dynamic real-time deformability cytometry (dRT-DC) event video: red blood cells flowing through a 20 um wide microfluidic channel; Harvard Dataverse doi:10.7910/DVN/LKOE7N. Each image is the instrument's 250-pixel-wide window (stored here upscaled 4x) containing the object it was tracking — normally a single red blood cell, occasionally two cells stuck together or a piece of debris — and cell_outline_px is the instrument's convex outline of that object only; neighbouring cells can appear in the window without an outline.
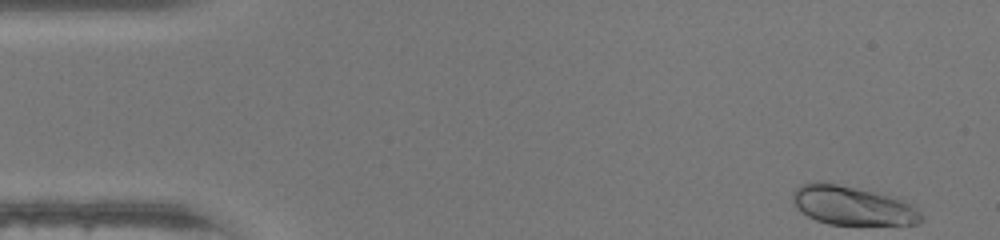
{"species": "human", "species_latin": "Homo sapiens", "temperature_condition": "warm", "stored_images_in_passage": 45, "camera_frame_rate_fps": 3000, "um_per_image_px": 0.085, "donor": {"sex": "female"}, "frame": {"image": 1, "passage_image": 1, "time_ms": 0.0, "image_size_px": [1000, 240], "cell_outline_px": [[924, 216], [920, 224], [828, 224], [816, 220], [800, 212], [796, 208], [792, 200], [792, 196], [796, 188], [800, 184], [816, 180], [824, 180], [872, 192], [900, 200], [916, 208]], "centroid_in_image_um": [72.37, 17.46], "position_along_channel_um": 12.6, "area_um2": 29.07}}
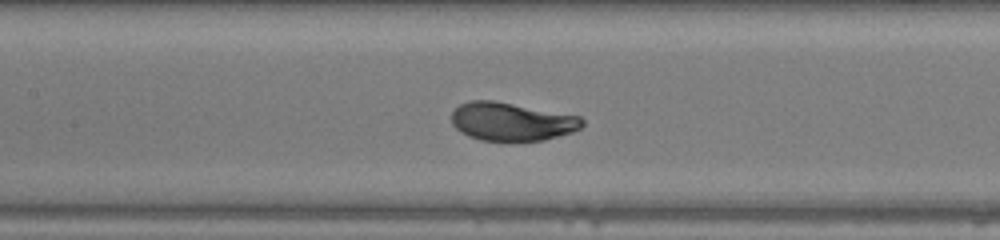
{"frame": {"image": 2, "passage_image": 20, "time_ms": 6.333, "image_size_px": [1000, 240], "cell_outline_px": [[584, 124], [580, 128], [572, 132], [544, 140], [480, 140], [468, 136], [460, 132], [452, 124], [452, 112], [460, 104], [468, 100], [492, 100], [580, 116], [584, 120]], "centroid_in_image_um": [43.47, 10.33], "position_along_channel_um": 163.9, "area_um2": 28.96}}
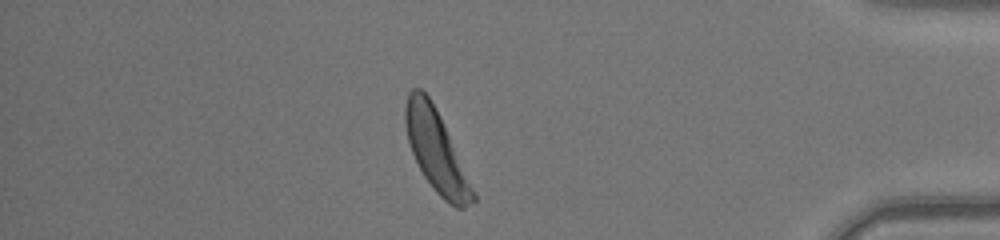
{"frame": {"image": 3, "passage_image": 39, "time_ms": 12.667, "image_size_px": [1000, 240], "cell_outline_px": [[476, 200], [464, 208], [456, 208], [448, 204], [436, 192], [424, 176], [412, 152], [408, 140], [404, 124], [404, 108], [408, 92], [412, 88], [420, 88], [428, 96], [440, 116], [476, 196]], "centroid_in_image_um": [37.04, 12.82], "position_along_channel_um": 398.2, "area_um2": 31.33}, "authors_computed_cell_mechanics": {"area_um2": 29.5936, "velocity_mm_per_s": 4.3502, "shape_relaxation_time_tau1_ms": 3.2521, "shape_relaxation_time_tau2_ms": null, "deformation_change_tau1": 0.2097, "deformation_change_tau2": null}}